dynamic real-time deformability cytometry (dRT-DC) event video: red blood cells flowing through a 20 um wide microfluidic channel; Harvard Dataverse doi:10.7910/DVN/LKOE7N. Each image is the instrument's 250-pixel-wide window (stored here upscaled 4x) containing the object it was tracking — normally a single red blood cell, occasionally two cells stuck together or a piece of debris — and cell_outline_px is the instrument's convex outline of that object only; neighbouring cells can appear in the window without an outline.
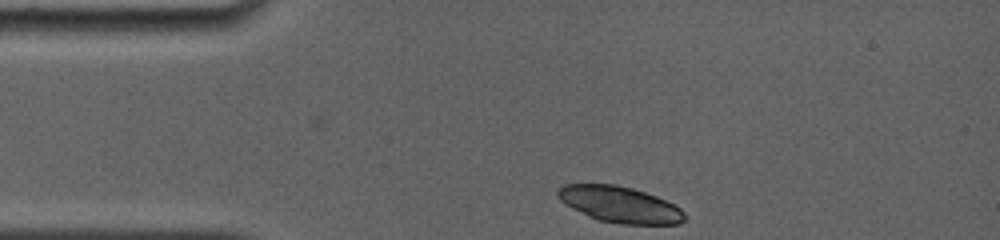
{"species": "common noctule bat (a hibernating species)", "species_latin": "Nyctalus noctula", "temperature_condition": "room temperature", "stored_images_in_passage": 2, "camera_frame_rate_fps": 4000, "um_per_image_px": 0.085, "animal": {"sex": "female", "body_mass_g": 19.0, "forearm_length_mm": 56.7}, "frame": {"image": 1, "passage_image": 2, "time_ms": 0.25, "image_size_px": [1000, 240], "cell_outline_px": [[684, 220], [680, 224], [620, 224], [596, 220], [572, 208], [560, 200], [556, 196], [556, 192], [564, 184], [616, 184], [632, 188], [656, 196], [680, 208], [684, 212]], "centroid_in_image_um": [52.65, 17.38], "position_along_channel_um": 32.3, "area_um2": 26.65}}